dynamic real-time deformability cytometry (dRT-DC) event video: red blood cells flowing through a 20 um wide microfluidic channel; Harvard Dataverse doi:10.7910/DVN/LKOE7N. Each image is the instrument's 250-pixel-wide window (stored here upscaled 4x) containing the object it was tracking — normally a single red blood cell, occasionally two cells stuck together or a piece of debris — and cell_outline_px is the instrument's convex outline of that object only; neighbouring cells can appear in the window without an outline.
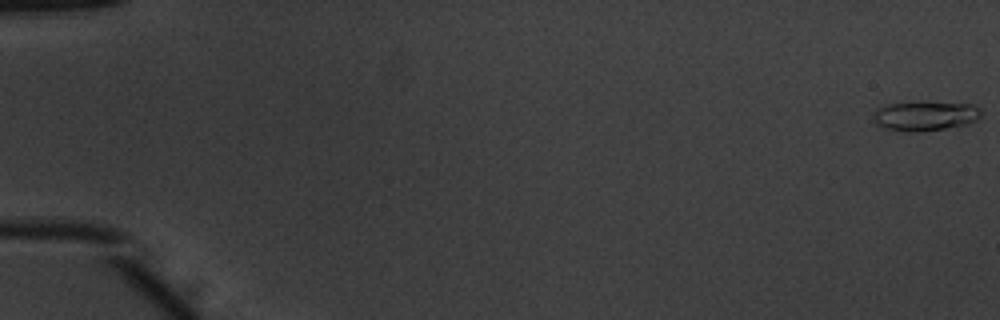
{"species": "common noctule bat (a hibernating species)", "species_latin": "Nyctalus noctula", "temperature_condition": "warm", "stored_images_in_passage": 53, "camera_frame_rate_fps": 3000, "um_per_image_px": 0.085, "animal": {"sex": "male", "body_mass_g": 20.1, "forearm_length_mm": 53.5}, "frame": {"image": 1, "passage_image": 1, "time_ms": 0.0, "image_size_px": [1000, 320], "cell_outline_px": [[980, 116], [976, 120], [968, 124], [944, 128], [916, 132], [912, 132], [884, 128], [876, 124], [872, 120], [872, 116], [876, 108], [888, 104], [924, 100], [972, 104], [980, 108]], "centroid_in_image_um": [78.61, 9.81], "position_along_channel_um": 6.4, "area_um2": 19.07}}
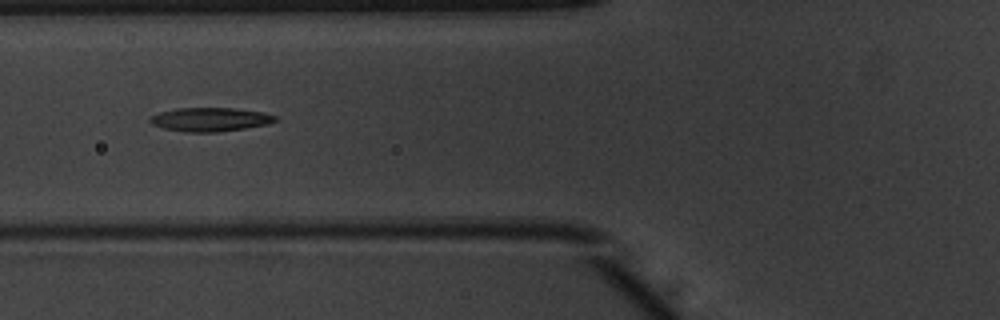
{"frame": {"image": 2, "passage_image": 22, "time_ms": 7.0, "image_size_px": [1000, 320], "cell_outline_px": [[280, 120], [268, 124], [244, 128], [216, 132], [184, 132], [164, 128], [152, 124], [148, 120], [152, 116], [160, 112], [176, 108], [236, 108], [264, 112], [276, 116]], "centroid_in_image_um": [17.9, 10.15], "position_along_channel_um": 107.9, "area_um2": 17.4}}
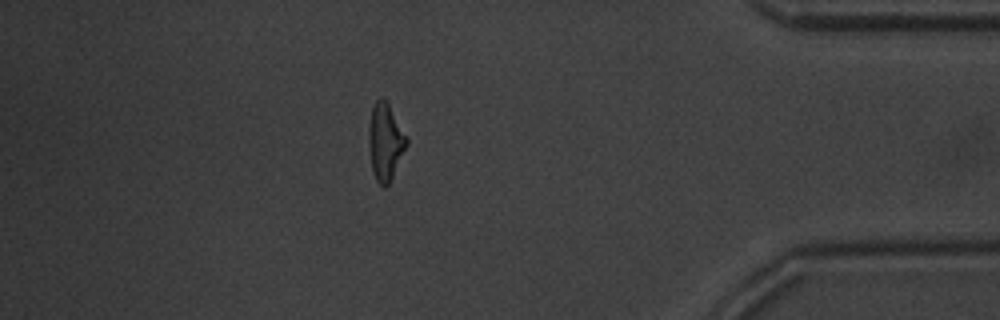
{"frame": {"image": 3, "passage_image": 47, "time_ms": 15.333, "image_size_px": [1000, 320], "cell_outline_px": [[408, 144], [388, 184], [384, 188], [376, 180], [372, 172], [368, 144], [368, 128], [372, 108], [376, 100], [380, 96], [384, 96], [408, 136]], "centroid_in_image_um": [32.75, 12.0], "position_along_channel_um": 402.5, "area_um2": 17.22}, "authors_computed_cell_mechanics": {"area_um2": 16.8776, "velocity_mm_per_s": 3.9423, "shape_relaxation_time_tau1_ms": 4.1154, "shape_relaxation_time_tau2_ms": 2.9704, "deformation_change_tau1": 0.1965, "deformation_change_tau2": 0.1318}}